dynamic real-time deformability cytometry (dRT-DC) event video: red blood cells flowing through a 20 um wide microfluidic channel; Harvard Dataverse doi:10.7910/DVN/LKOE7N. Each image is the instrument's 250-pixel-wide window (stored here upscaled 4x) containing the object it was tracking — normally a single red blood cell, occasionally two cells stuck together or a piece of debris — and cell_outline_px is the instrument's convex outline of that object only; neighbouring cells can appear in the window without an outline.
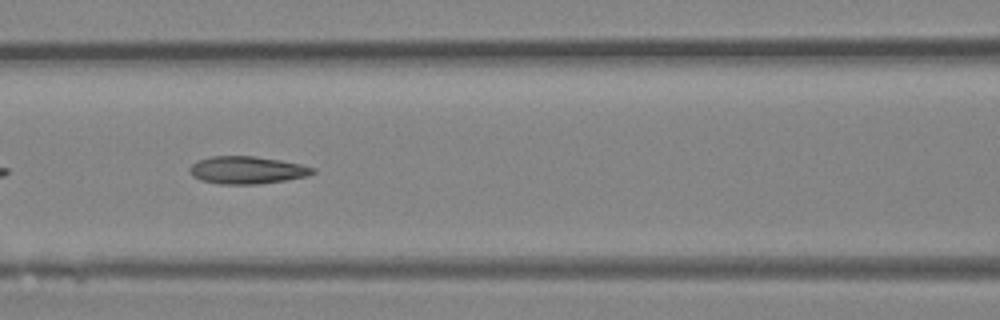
{"species": "Egyptian fruit bat (a non-hibernating species)", "species_latin": "Rousettus aegyptiacus", "temperature_condition": "room temperature", "stored_images_in_passage": 33, "camera_frame_rate_fps": 3000, "um_per_image_px": 0.085, "animal": {"sex": "female"}, "frame": {"image": 1, "passage_image": 19, "time_ms": 6.0, "image_size_px": [1000, 320], "cell_outline_px": [[316, 172], [308, 176], [284, 180], [256, 184], [220, 184], [200, 180], [192, 176], [188, 172], [188, 168], [196, 160], [212, 156], [256, 156], [280, 160], [300, 164], [316, 168]], "centroid_in_image_um": [20.96, 14.45], "position_along_channel_um": 145.6, "area_um2": 19.88}}
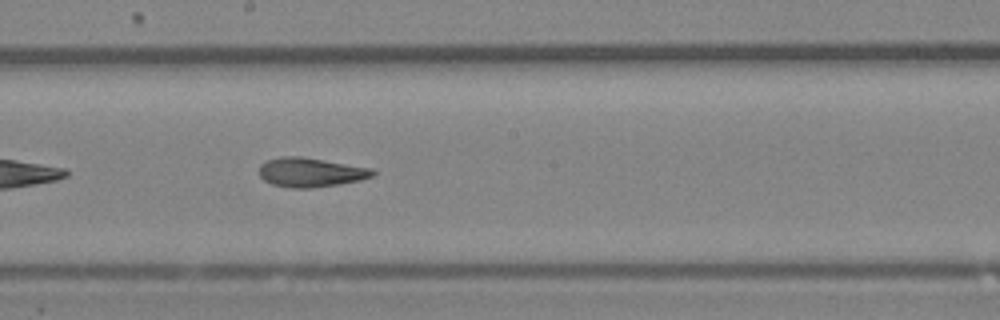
{"frame": {"image": 2, "passage_image": 24, "time_ms": 7.667, "image_size_px": [1000, 320], "cell_outline_px": [[376, 176], [360, 180], [312, 188], [292, 188], [272, 184], [264, 180], [260, 176], [260, 164], [264, 160], [280, 156], [300, 156], [372, 168], [376, 172]], "centroid_in_image_um": [26.4, 14.64], "position_along_channel_um": 221.8, "area_um2": 19.42}}